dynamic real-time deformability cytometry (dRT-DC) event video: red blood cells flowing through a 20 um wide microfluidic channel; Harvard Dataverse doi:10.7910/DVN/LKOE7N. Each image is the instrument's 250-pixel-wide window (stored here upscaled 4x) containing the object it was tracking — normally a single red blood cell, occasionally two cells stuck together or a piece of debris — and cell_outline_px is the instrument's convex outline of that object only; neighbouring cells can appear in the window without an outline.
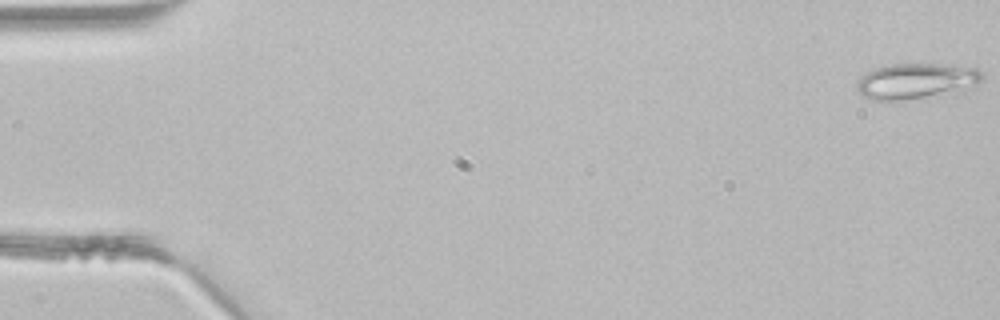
{"species": "common noctule bat (a hibernating species)", "species_latin": "Nyctalus noctula", "temperature_condition": "room temperature", "stored_images_in_passage": 4, "camera_frame_rate_fps": 3000, "um_per_image_px": 0.085, "animal": {"sex": "male", "body_mass_g": 21.5, "forearm_length_mm": 52.0}, "frame": {"image": 1, "passage_image": 1, "time_ms": 0.0, "image_size_px": [1000, 320], "cell_outline_px": [[984, 80], [964, 92], [904, 100], [868, 100], [860, 96], [856, 88], [856, 80], [864, 72], [876, 68], [892, 64], [956, 64], [976, 68], [984, 76]], "centroid_in_image_um": [77.89, 6.9], "position_along_channel_um": 7.1, "area_um2": 26.99}}